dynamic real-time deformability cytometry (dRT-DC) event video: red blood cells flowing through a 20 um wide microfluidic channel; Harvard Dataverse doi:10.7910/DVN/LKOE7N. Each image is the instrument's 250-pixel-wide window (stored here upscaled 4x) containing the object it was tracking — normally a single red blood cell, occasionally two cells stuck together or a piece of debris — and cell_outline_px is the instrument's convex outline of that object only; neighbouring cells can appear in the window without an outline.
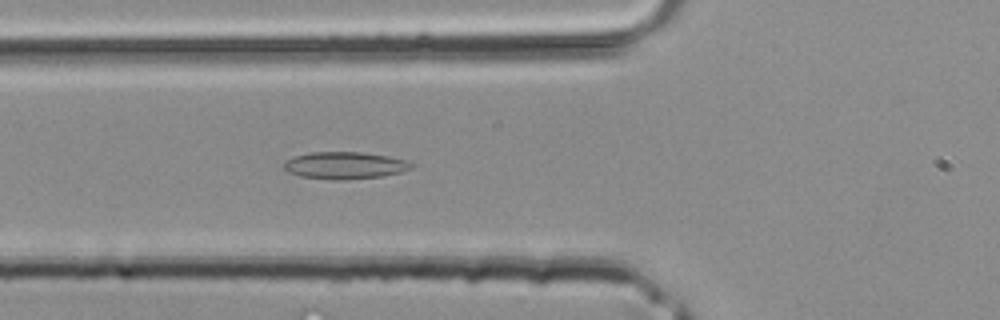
{"species": "common noctule bat (a hibernating species)", "species_latin": "Nyctalus noctula", "temperature_condition": "room temperature", "stored_images_in_passage": 36, "camera_frame_rate_fps": 3000, "um_per_image_px": 0.085, "animal": {"sex": "male", "body_mass_g": 20.4}, "frame": {"image": 1, "passage_image": 11, "time_ms": 3.333, "image_size_px": [1000, 320], "cell_outline_px": [[416, 164], [412, 168], [400, 172], [384, 176], [344, 180], [332, 180], [300, 176], [288, 172], [284, 168], [284, 164], [292, 156], [308, 152], [360, 152], [388, 156], [408, 160]], "centroid_in_image_um": [29.33, 14.06], "position_along_channel_um": 96.5, "area_um2": 20.35}}
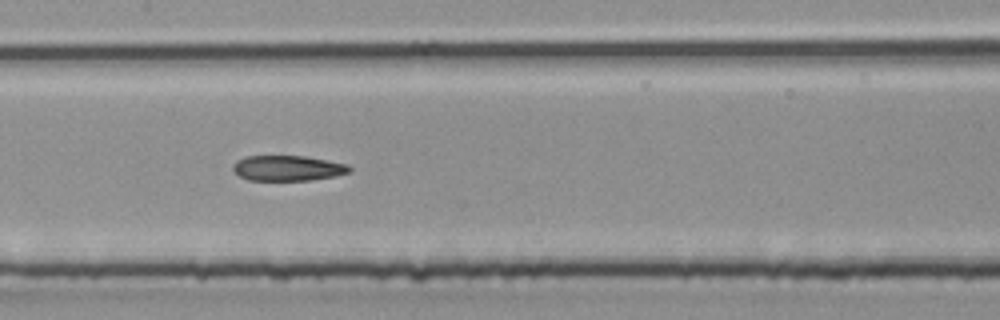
{"frame": {"image": 2, "passage_image": 16, "time_ms": 5.0, "image_size_px": [1000, 320], "cell_outline_px": [[352, 172], [336, 176], [312, 180], [248, 180], [240, 176], [232, 168], [232, 164], [236, 160], [244, 156], [304, 156], [328, 160], [348, 164], [352, 168]], "centroid_in_image_um": [24.49, 14.29], "position_along_channel_um": 182.9, "area_um2": 17.4}}
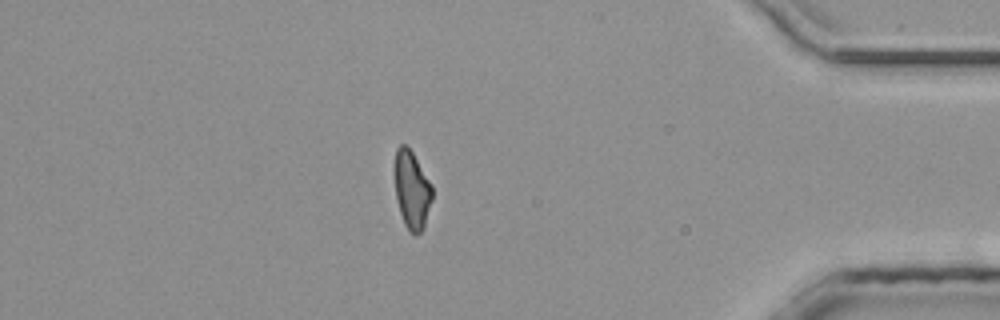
{"frame": {"image": 3, "passage_image": 31, "time_ms": 10.0, "image_size_px": [1000, 320], "cell_outline_px": [[432, 200], [424, 228], [416, 236], [404, 224], [400, 212], [396, 196], [392, 172], [392, 168], [396, 148], [400, 144], [404, 144], [412, 152], [432, 184]], "centroid_in_image_um": [34.97, 16.1], "position_along_channel_um": 400.2, "area_um2": 17.46}}